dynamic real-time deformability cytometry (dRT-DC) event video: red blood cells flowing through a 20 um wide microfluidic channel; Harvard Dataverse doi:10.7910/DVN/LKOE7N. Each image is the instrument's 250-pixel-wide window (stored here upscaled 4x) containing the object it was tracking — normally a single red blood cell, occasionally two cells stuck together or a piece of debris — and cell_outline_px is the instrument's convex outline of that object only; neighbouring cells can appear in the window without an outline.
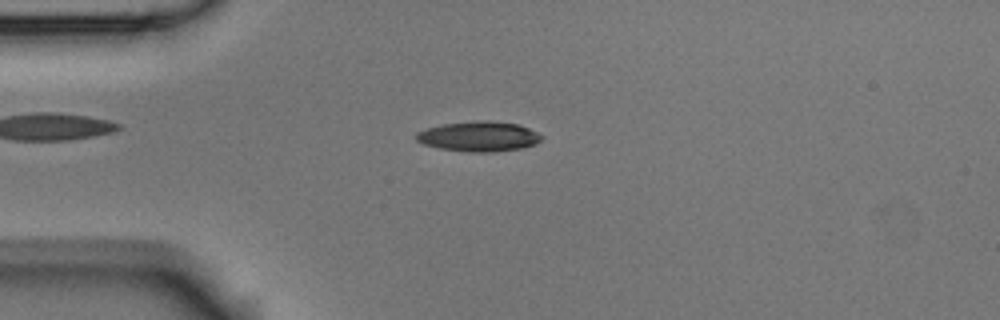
{"species": "Egyptian fruit bat (a non-hibernating species)", "species_latin": "Rousettus aegyptiacus", "temperature_condition": "room temperature", "stored_images_in_passage": 53, "camera_frame_rate_fps": 3000, "um_per_image_px": 0.085, "animal": {"sex": "male"}, "frame": {"image": 1, "passage_image": 13, "time_ms": 4.0, "image_size_px": [1000, 320], "cell_outline_px": [[544, 136], [536, 144], [520, 148], [492, 152], [468, 152], [440, 148], [424, 144], [416, 140], [412, 136], [416, 132], [428, 128], [444, 124], [476, 120], [492, 120], [520, 124]], "centroid_in_image_um": [40.69, 11.58], "position_along_channel_um": 44.3, "area_um2": 22.08}}
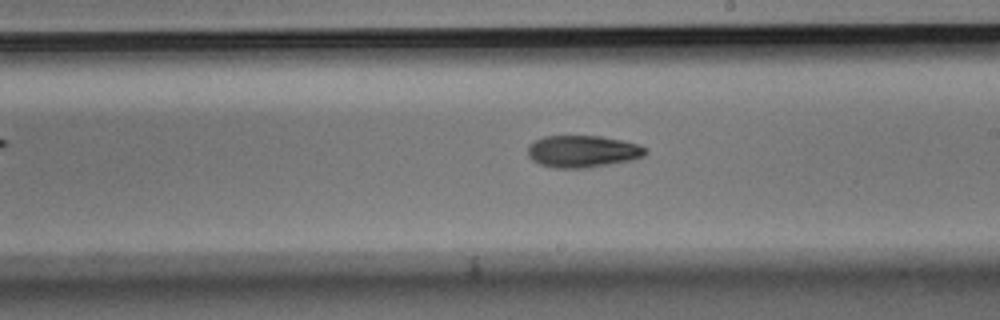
{"frame": {"image": 2, "passage_image": 30, "time_ms": 9.667, "image_size_px": [1000, 320], "cell_outline_px": [[648, 152], [644, 156], [632, 160], [584, 168], [552, 168], [540, 164], [532, 160], [528, 156], [528, 144], [544, 136], [600, 136], [640, 144], [648, 148]], "centroid_in_image_um": [49.54, 12.87], "position_along_channel_um": 239.5, "area_um2": 22.08}}
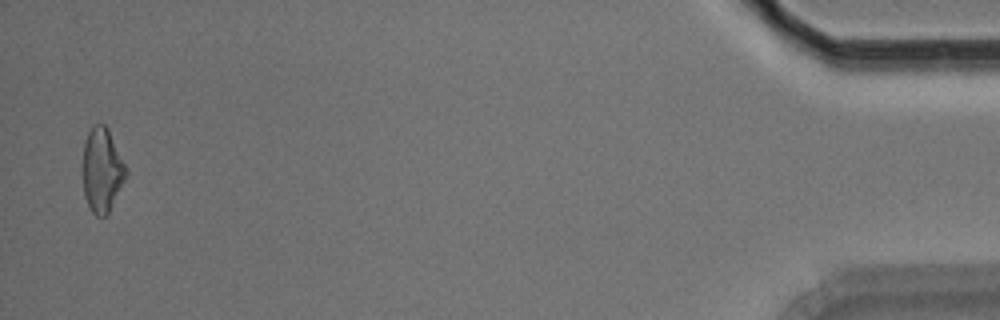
{"frame": {"image": 3, "passage_image": 52, "time_ms": 17.0, "image_size_px": [1000, 320], "cell_outline_px": [[128, 172], [108, 212], [104, 216], [96, 216], [88, 208], [84, 196], [80, 168], [84, 140], [88, 132], [96, 124], [104, 124], [108, 128]], "centroid_in_image_um": [8.6, 14.45], "position_along_channel_um": 426.6, "area_um2": 21.5}, "authors_computed_cell_mechanics": {"area_um2": 21.386, "velocity_mm_per_s": 3.7632, "shape_relaxation_time_tau1_ms": 8.0486, "shape_relaxation_time_tau2_ms": null, "deformation_change_tau1": 0.189, "deformation_change_tau2": null}}